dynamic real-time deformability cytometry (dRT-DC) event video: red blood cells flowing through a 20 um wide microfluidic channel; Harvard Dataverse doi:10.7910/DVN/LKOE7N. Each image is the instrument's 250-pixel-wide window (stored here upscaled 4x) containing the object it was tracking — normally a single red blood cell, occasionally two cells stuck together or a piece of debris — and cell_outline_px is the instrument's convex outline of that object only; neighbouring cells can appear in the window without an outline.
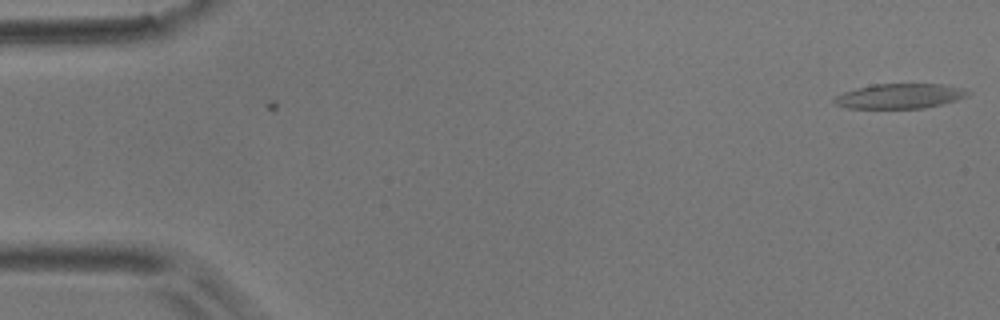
{"species": "common noctule bat (a hibernating species)", "species_latin": "Nyctalus noctula", "temperature_condition": "room temperature", "stored_images_in_passage": 54, "camera_frame_rate_fps": 3000, "um_per_image_px": 0.085, "animal": {"sex": "male", "body_mass_g": 17.9}, "frame": {"image": 1, "passage_image": 1, "time_ms": 0.0, "image_size_px": [1000, 320], "cell_outline_px": [[972, 92], [968, 96], [956, 100], [924, 108], [848, 108], [836, 104], [832, 100], [836, 96], [844, 92], [856, 88], [872, 84], [940, 84], [960, 88]], "centroid_in_image_um": [76.47, 8.16], "position_along_channel_um": 8.5, "area_um2": 19.19}}
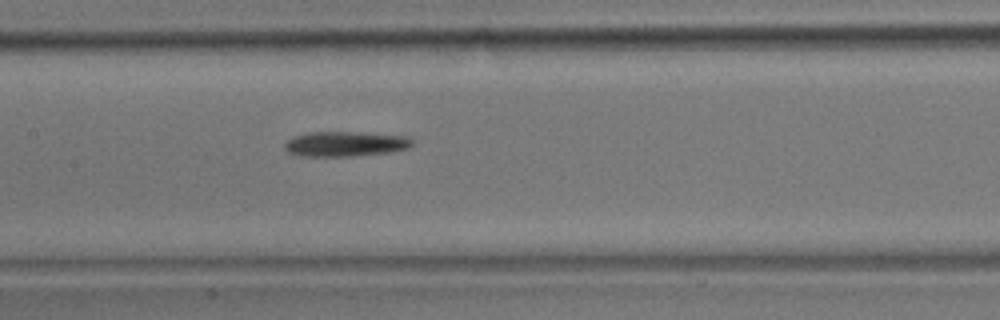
{"frame": {"image": 2, "passage_image": 26, "time_ms": 8.333, "image_size_px": [1000, 320], "cell_outline_px": [[412, 144], [408, 148], [384, 152], [352, 156], [300, 156], [288, 152], [284, 148], [284, 144], [292, 136], [308, 132], [356, 132], [404, 136], [412, 140]], "centroid_in_image_um": [29.26, 12.23], "position_along_channel_um": 178.1, "area_um2": 18.32}}
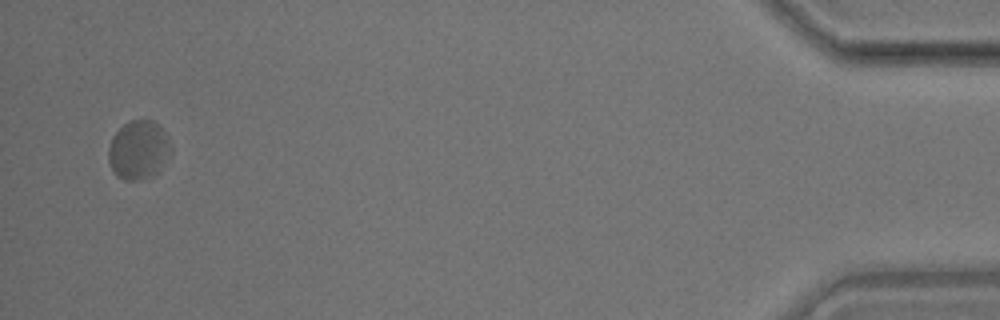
{"frame": {"image": 3, "passage_image": 53, "time_ms": 17.333, "image_size_px": [1000, 320], "cell_outline_px": [[172, 152], [156, 172], [152, 176], [140, 180], [124, 180], [116, 176], [108, 160], [108, 148], [112, 136], [124, 124], [132, 120], [152, 120], [164, 132], [172, 148]], "centroid_in_image_um": [11.75, 12.76], "position_along_channel_um": 423.4, "area_um2": 21.21}, "authors_computed_cell_mechanics": {"area_um2": 19.1896, "velocity_mm_per_s": 3.6491, "shape_relaxation_time_tau1_ms": 4.1009, "shape_relaxation_time_tau2_ms": 5.4852, "deformation_change_tau1": 0.1258, "deformation_change_tau2": 0.1013}}